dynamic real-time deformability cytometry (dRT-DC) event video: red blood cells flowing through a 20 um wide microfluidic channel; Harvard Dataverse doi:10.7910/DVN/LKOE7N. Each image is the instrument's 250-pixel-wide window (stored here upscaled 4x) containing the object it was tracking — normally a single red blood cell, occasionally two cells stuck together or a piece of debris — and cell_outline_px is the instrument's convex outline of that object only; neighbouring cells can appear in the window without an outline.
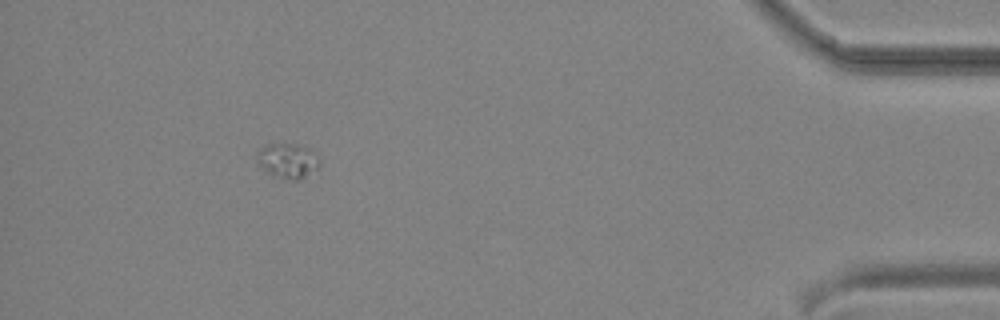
{"species": "common noctule bat (a hibernating species)", "species_latin": "Nyctalus noctula", "temperature_condition": "cold", "stored_images_in_passage": 34, "segment_of_instrument_passage": [1, 2], "camera_frame_rate_fps": 3000, "um_per_image_px": 0.085, "animal": {"sex": "male", "body_mass_g": 19.2, "forearm_length_mm": 51.8}, "frame": {"image": 1, "passage_image": 30, "time_ms": 9.667, "image_size_px": [1000, 320], "cell_outline_px": [[320, 168], [300, 180], [284, 180], [272, 176], [256, 160], [256, 152], [260, 148], [268, 144], [296, 144], [312, 148], [320, 156]], "centroid_in_image_um": [24.52, 13.67], "position_along_channel_um": 410.7, "area_um2": 13.24}}